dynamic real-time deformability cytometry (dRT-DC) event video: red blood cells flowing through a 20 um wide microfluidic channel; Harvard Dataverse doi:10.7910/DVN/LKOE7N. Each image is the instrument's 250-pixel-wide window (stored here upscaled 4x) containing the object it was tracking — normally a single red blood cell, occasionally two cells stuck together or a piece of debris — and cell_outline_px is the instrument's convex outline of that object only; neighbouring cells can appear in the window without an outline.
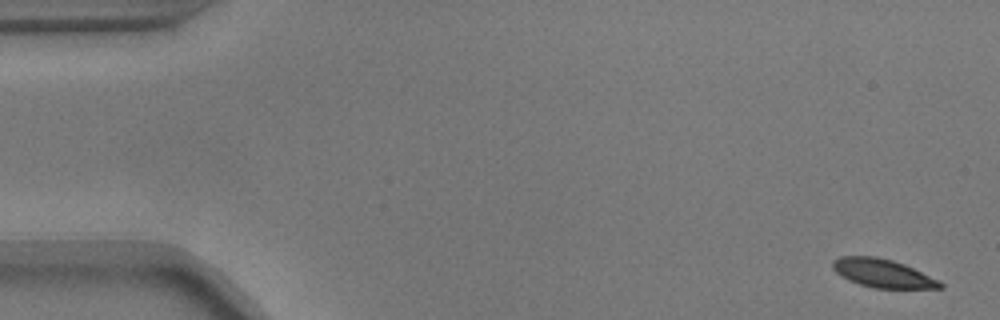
{"species": "common noctule bat (a hibernating species)", "species_latin": "Nyctalus noctula", "temperature_condition": "warm", "stored_images_in_passage": 55, "camera_frame_rate_fps": 3000, "um_per_image_px": 0.085, "animal": {"sex": "male", "body_mass_g": 17.9}, "frame": {"image": 1, "passage_image": 1, "time_ms": 0.0, "image_size_px": [1000, 320], "cell_outline_px": [[944, 288], [872, 288], [848, 280], [840, 276], [832, 268], [832, 260], [840, 256], [876, 256], [892, 260], [904, 264], [940, 280], [944, 284]], "centroid_in_image_um": [75.02, 23.22], "position_along_channel_um": 10.0, "area_um2": 17.92}}
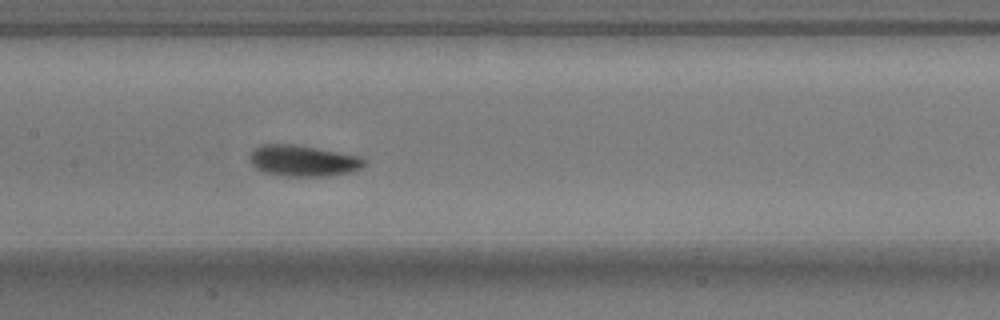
{"frame": {"image": 2, "passage_image": 26, "time_ms": 8.333, "image_size_px": [1000, 320], "cell_outline_px": [[364, 164], [360, 168], [352, 172], [328, 176], [284, 176], [260, 172], [248, 160], [248, 156], [260, 144], [292, 144], [316, 148], [360, 156], [364, 160]], "centroid_in_image_um": [25.71, 13.67], "position_along_channel_um": 181.7, "area_um2": 20.81}}
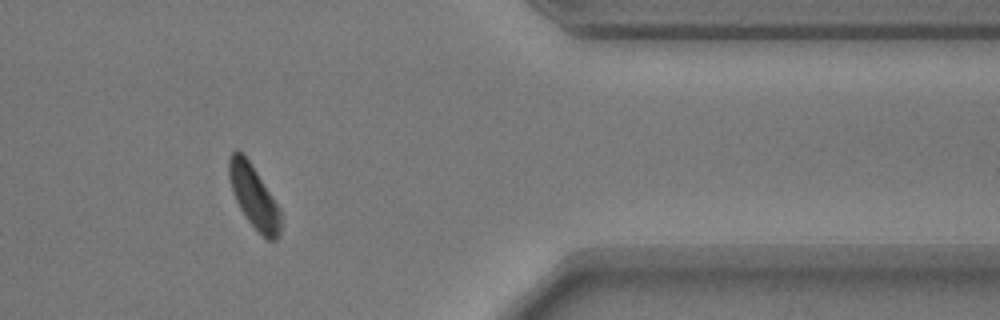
{"frame": {"image": 3, "passage_image": 45, "time_ms": 14.667, "image_size_px": [1000, 320], "cell_outline_px": [[280, 236], [276, 240], [268, 240], [248, 220], [240, 208], [232, 192], [228, 176], [228, 160], [232, 152], [236, 148], [248, 160], [256, 172], [276, 204], [280, 212]], "centroid_in_image_um": [21.54, 16.71], "position_along_channel_um": 389.9, "area_um2": 18.26}, "authors_computed_cell_mechanics": {"area_um2": 19.3052, "velocity_mm_per_s": 3.6355, "shape_relaxation_time_tau1_ms": 2.0217, "shape_relaxation_time_tau2_ms": 5.0455, "deformation_change_tau1": 0.1144, "deformation_change_tau2": 0.1126}}